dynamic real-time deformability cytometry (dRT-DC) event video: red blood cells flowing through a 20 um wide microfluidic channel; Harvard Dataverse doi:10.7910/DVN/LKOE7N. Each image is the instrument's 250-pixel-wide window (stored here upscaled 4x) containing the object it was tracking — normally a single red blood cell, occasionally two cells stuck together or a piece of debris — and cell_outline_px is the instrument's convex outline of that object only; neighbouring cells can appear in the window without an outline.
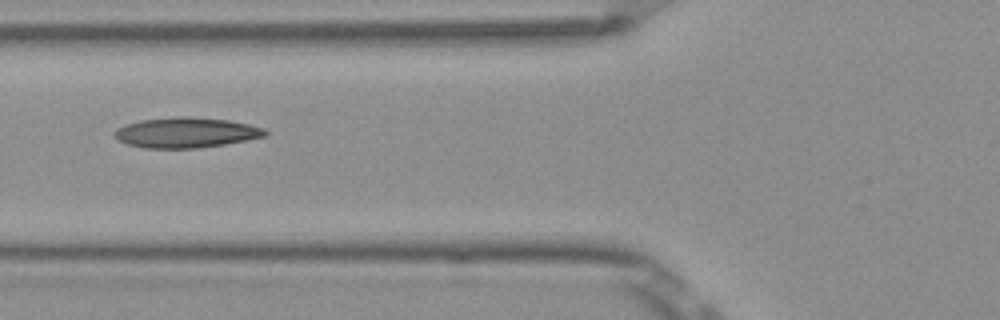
{"species": "Egyptian fruit bat (a non-hibernating species)", "species_latin": "Rousettus aegyptiacus", "temperature_condition": "room temperature", "stored_images_in_passage": 8, "camera_frame_rate_fps": 3000, "um_per_image_px": 0.085, "frame": {"image": 1, "passage_image": 5, "time_ms": 1.333, "image_size_px": [1000, 320], "cell_outline_px": [[268, 132], [264, 136], [248, 140], [224, 144], [196, 148], [144, 148], [128, 144], [116, 140], [112, 136], [112, 132], [116, 128], [124, 124], [140, 120], [176, 116], [188, 116], [228, 120], [248, 124], [264, 128]], "centroid_in_image_um": [15.74, 11.26], "position_along_channel_um": 110.1, "area_um2": 26.82}}
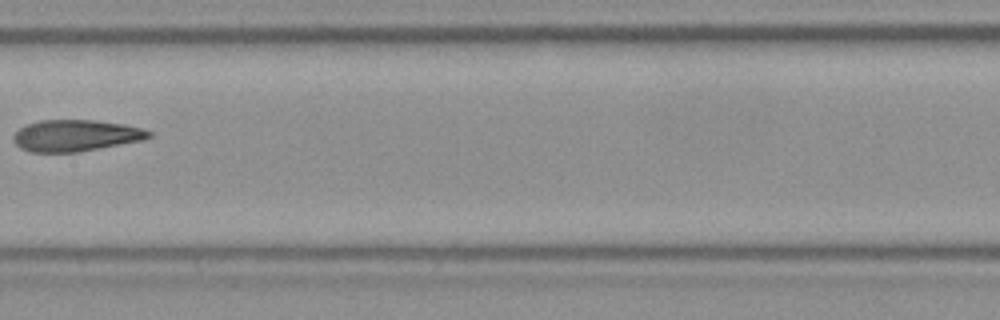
{"frame": {"image": 2, "passage_image": 7, "time_ms": 2.0, "image_size_px": [1000, 320], "cell_outline_px": [[152, 136], [144, 140], [80, 152], [28, 152], [20, 148], [12, 140], [12, 136], [24, 124], [40, 120], [92, 120], [124, 124], [144, 128], [152, 132]], "centroid_in_image_um": [6.43, 11.52], "position_along_channel_um": 201.0, "area_um2": 25.2}}
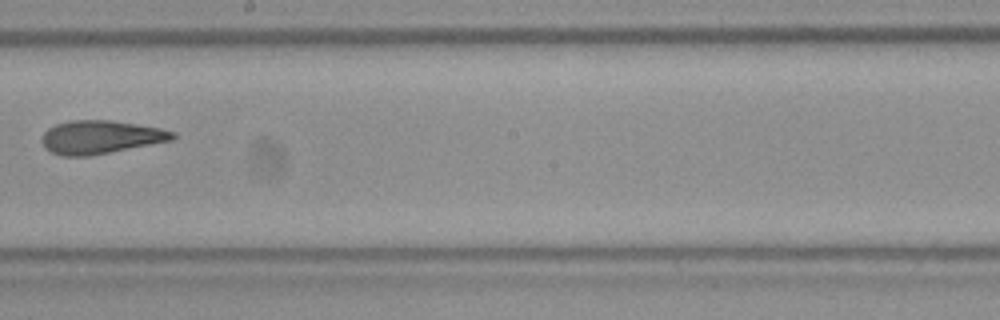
{"frame": {"image": 3, "passage_image": 8, "time_ms": 2.333, "image_size_px": [1000, 320], "cell_outline_px": [[176, 136], [172, 140], [92, 156], [60, 156], [44, 148], [44, 132], [48, 128], [56, 124], [72, 120], [108, 120], [136, 124], [160, 128], [176, 132]], "centroid_in_image_um": [8.56, 11.66], "position_along_channel_um": 239.6, "area_um2": 25.26}}